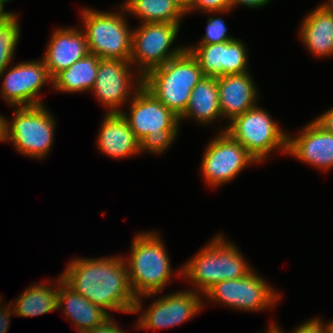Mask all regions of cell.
Segmentation results:
<instances>
[{
  "mask_svg": "<svg viewBox=\"0 0 333 333\" xmlns=\"http://www.w3.org/2000/svg\"><path fill=\"white\" fill-rule=\"evenodd\" d=\"M186 46L197 59L204 76L214 78L224 76L225 43Z\"/></svg>",
  "mask_w": 333,
  "mask_h": 333,
  "instance_id": "cell-25",
  "label": "cell"
},
{
  "mask_svg": "<svg viewBox=\"0 0 333 333\" xmlns=\"http://www.w3.org/2000/svg\"><path fill=\"white\" fill-rule=\"evenodd\" d=\"M323 321L324 320L318 316H316V318L313 317L307 321L305 320L302 324H298L293 331L288 333H330L327 321ZM269 325L273 326L279 333H285L283 328L278 326L276 322L274 323V321H271Z\"/></svg>",
  "mask_w": 333,
  "mask_h": 333,
  "instance_id": "cell-29",
  "label": "cell"
},
{
  "mask_svg": "<svg viewBox=\"0 0 333 333\" xmlns=\"http://www.w3.org/2000/svg\"><path fill=\"white\" fill-rule=\"evenodd\" d=\"M57 277L56 283L52 285L50 280H43V284L38 282L27 286V289L22 291L16 300L9 302L15 315L27 318L57 311L59 282L62 280V276Z\"/></svg>",
  "mask_w": 333,
  "mask_h": 333,
  "instance_id": "cell-22",
  "label": "cell"
},
{
  "mask_svg": "<svg viewBox=\"0 0 333 333\" xmlns=\"http://www.w3.org/2000/svg\"><path fill=\"white\" fill-rule=\"evenodd\" d=\"M114 255L73 257L60 275L75 292L108 313L133 314L137 297L130 286L126 262L124 256Z\"/></svg>",
  "mask_w": 333,
  "mask_h": 333,
  "instance_id": "cell-1",
  "label": "cell"
},
{
  "mask_svg": "<svg viewBox=\"0 0 333 333\" xmlns=\"http://www.w3.org/2000/svg\"><path fill=\"white\" fill-rule=\"evenodd\" d=\"M257 104L254 108L235 117L217 132L226 131L240 143L258 163L265 164L272 153H287L288 133L272 118L270 113Z\"/></svg>",
  "mask_w": 333,
  "mask_h": 333,
  "instance_id": "cell-8",
  "label": "cell"
},
{
  "mask_svg": "<svg viewBox=\"0 0 333 333\" xmlns=\"http://www.w3.org/2000/svg\"><path fill=\"white\" fill-rule=\"evenodd\" d=\"M252 77L249 71L217 78L220 112L227 124L258 104L259 87Z\"/></svg>",
  "mask_w": 333,
  "mask_h": 333,
  "instance_id": "cell-17",
  "label": "cell"
},
{
  "mask_svg": "<svg viewBox=\"0 0 333 333\" xmlns=\"http://www.w3.org/2000/svg\"><path fill=\"white\" fill-rule=\"evenodd\" d=\"M204 77L197 59L186 49L143 76V86L163 105L180 117L186 110L193 88Z\"/></svg>",
  "mask_w": 333,
  "mask_h": 333,
  "instance_id": "cell-5",
  "label": "cell"
},
{
  "mask_svg": "<svg viewBox=\"0 0 333 333\" xmlns=\"http://www.w3.org/2000/svg\"><path fill=\"white\" fill-rule=\"evenodd\" d=\"M246 43L241 38L225 42L224 75L249 72V55Z\"/></svg>",
  "mask_w": 333,
  "mask_h": 333,
  "instance_id": "cell-27",
  "label": "cell"
},
{
  "mask_svg": "<svg viewBox=\"0 0 333 333\" xmlns=\"http://www.w3.org/2000/svg\"><path fill=\"white\" fill-rule=\"evenodd\" d=\"M143 86V77L129 60L100 59L91 93L106 114L121 113L123 106Z\"/></svg>",
  "mask_w": 333,
  "mask_h": 333,
  "instance_id": "cell-13",
  "label": "cell"
},
{
  "mask_svg": "<svg viewBox=\"0 0 333 333\" xmlns=\"http://www.w3.org/2000/svg\"><path fill=\"white\" fill-rule=\"evenodd\" d=\"M19 16H0V73L14 61L20 33H22Z\"/></svg>",
  "mask_w": 333,
  "mask_h": 333,
  "instance_id": "cell-26",
  "label": "cell"
},
{
  "mask_svg": "<svg viewBox=\"0 0 333 333\" xmlns=\"http://www.w3.org/2000/svg\"><path fill=\"white\" fill-rule=\"evenodd\" d=\"M47 105L14 107L12 119L4 117V141L16 152L43 160L54 143L57 121Z\"/></svg>",
  "mask_w": 333,
  "mask_h": 333,
  "instance_id": "cell-7",
  "label": "cell"
},
{
  "mask_svg": "<svg viewBox=\"0 0 333 333\" xmlns=\"http://www.w3.org/2000/svg\"><path fill=\"white\" fill-rule=\"evenodd\" d=\"M218 96L217 78L204 76L191 92L189 104L179 117L180 125L187 120L205 127L220 120L224 121Z\"/></svg>",
  "mask_w": 333,
  "mask_h": 333,
  "instance_id": "cell-21",
  "label": "cell"
},
{
  "mask_svg": "<svg viewBox=\"0 0 333 333\" xmlns=\"http://www.w3.org/2000/svg\"><path fill=\"white\" fill-rule=\"evenodd\" d=\"M14 0H0V16H4V15H19L18 13L16 14V12L14 11H5V4L8 2H11Z\"/></svg>",
  "mask_w": 333,
  "mask_h": 333,
  "instance_id": "cell-35",
  "label": "cell"
},
{
  "mask_svg": "<svg viewBox=\"0 0 333 333\" xmlns=\"http://www.w3.org/2000/svg\"><path fill=\"white\" fill-rule=\"evenodd\" d=\"M185 13L188 11L192 0H173Z\"/></svg>",
  "mask_w": 333,
  "mask_h": 333,
  "instance_id": "cell-36",
  "label": "cell"
},
{
  "mask_svg": "<svg viewBox=\"0 0 333 333\" xmlns=\"http://www.w3.org/2000/svg\"><path fill=\"white\" fill-rule=\"evenodd\" d=\"M313 120L327 132L333 133V106Z\"/></svg>",
  "mask_w": 333,
  "mask_h": 333,
  "instance_id": "cell-33",
  "label": "cell"
},
{
  "mask_svg": "<svg viewBox=\"0 0 333 333\" xmlns=\"http://www.w3.org/2000/svg\"><path fill=\"white\" fill-rule=\"evenodd\" d=\"M45 49L41 57L52 78L89 53L85 33L78 26L55 28Z\"/></svg>",
  "mask_w": 333,
  "mask_h": 333,
  "instance_id": "cell-16",
  "label": "cell"
},
{
  "mask_svg": "<svg viewBox=\"0 0 333 333\" xmlns=\"http://www.w3.org/2000/svg\"><path fill=\"white\" fill-rule=\"evenodd\" d=\"M258 273L252 269L242 278L215 283L203 295L204 305L210 302L252 313L273 310L281 300L282 293Z\"/></svg>",
  "mask_w": 333,
  "mask_h": 333,
  "instance_id": "cell-9",
  "label": "cell"
},
{
  "mask_svg": "<svg viewBox=\"0 0 333 333\" xmlns=\"http://www.w3.org/2000/svg\"><path fill=\"white\" fill-rule=\"evenodd\" d=\"M180 25L156 22L133 27L129 61L142 77L187 49L183 44L172 46L180 34Z\"/></svg>",
  "mask_w": 333,
  "mask_h": 333,
  "instance_id": "cell-10",
  "label": "cell"
},
{
  "mask_svg": "<svg viewBox=\"0 0 333 333\" xmlns=\"http://www.w3.org/2000/svg\"><path fill=\"white\" fill-rule=\"evenodd\" d=\"M320 6H322L327 11L333 13V0H327L325 2L323 1V3H320Z\"/></svg>",
  "mask_w": 333,
  "mask_h": 333,
  "instance_id": "cell-37",
  "label": "cell"
},
{
  "mask_svg": "<svg viewBox=\"0 0 333 333\" xmlns=\"http://www.w3.org/2000/svg\"><path fill=\"white\" fill-rule=\"evenodd\" d=\"M299 130L296 136L288 132L286 155L316 170H333V133L321 128L314 120Z\"/></svg>",
  "mask_w": 333,
  "mask_h": 333,
  "instance_id": "cell-15",
  "label": "cell"
},
{
  "mask_svg": "<svg viewBox=\"0 0 333 333\" xmlns=\"http://www.w3.org/2000/svg\"><path fill=\"white\" fill-rule=\"evenodd\" d=\"M119 326L121 325H118L114 317H112L105 324L84 333H129Z\"/></svg>",
  "mask_w": 333,
  "mask_h": 333,
  "instance_id": "cell-32",
  "label": "cell"
},
{
  "mask_svg": "<svg viewBox=\"0 0 333 333\" xmlns=\"http://www.w3.org/2000/svg\"><path fill=\"white\" fill-rule=\"evenodd\" d=\"M204 149L201 175L209 188L228 184L257 160L226 131L215 133Z\"/></svg>",
  "mask_w": 333,
  "mask_h": 333,
  "instance_id": "cell-12",
  "label": "cell"
},
{
  "mask_svg": "<svg viewBox=\"0 0 333 333\" xmlns=\"http://www.w3.org/2000/svg\"><path fill=\"white\" fill-rule=\"evenodd\" d=\"M298 37L316 58L333 56V13L318 5L300 22Z\"/></svg>",
  "mask_w": 333,
  "mask_h": 333,
  "instance_id": "cell-20",
  "label": "cell"
},
{
  "mask_svg": "<svg viewBox=\"0 0 333 333\" xmlns=\"http://www.w3.org/2000/svg\"><path fill=\"white\" fill-rule=\"evenodd\" d=\"M232 9L220 11V12H207L209 15L206 21V30L205 34L202 35L201 39L193 45H210L217 43H225L231 40L236 39L234 36H230L228 33L227 25L225 24V20L221 17H218L219 14H228ZM214 14V16H213ZM218 14V15H217ZM217 15V16H216Z\"/></svg>",
  "mask_w": 333,
  "mask_h": 333,
  "instance_id": "cell-28",
  "label": "cell"
},
{
  "mask_svg": "<svg viewBox=\"0 0 333 333\" xmlns=\"http://www.w3.org/2000/svg\"><path fill=\"white\" fill-rule=\"evenodd\" d=\"M330 333H333V319L327 321Z\"/></svg>",
  "mask_w": 333,
  "mask_h": 333,
  "instance_id": "cell-39",
  "label": "cell"
},
{
  "mask_svg": "<svg viewBox=\"0 0 333 333\" xmlns=\"http://www.w3.org/2000/svg\"><path fill=\"white\" fill-rule=\"evenodd\" d=\"M97 135L96 148L113 159L141 155L140 142L121 113L104 115Z\"/></svg>",
  "mask_w": 333,
  "mask_h": 333,
  "instance_id": "cell-18",
  "label": "cell"
},
{
  "mask_svg": "<svg viewBox=\"0 0 333 333\" xmlns=\"http://www.w3.org/2000/svg\"><path fill=\"white\" fill-rule=\"evenodd\" d=\"M267 328V333H279L273 326L268 325Z\"/></svg>",
  "mask_w": 333,
  "mask_h": 333,
  "instance_id": "cell-40",
  "label": "cell"
},
{
  "mask_svg": "<svg viewBox=\"0 0 333 333\" xmlns=\"http://www.w3.org/2000/svg\"><path fill=\"white\" fill-rule=\"evenodd\" d=\"M57 310H61L78 333H84L105 324L112 314L96 306L75 292L63 280L59 282Z\"/></svg>",
  "mask_w": 333,
  "mask_h": 333,
  "instance_id": "cell-19",
  "label": "cell"
},
{
  "mask_svg": "<svg viewBox=\"0 0 333 333\" xmlns=\"http://www.w3.org/2000/svg\"><path fill=\"white\" fill-rule=\"evenodd\" d=\"M203 295L191 288L179 289L165 295H159L143 308V298H137L133 314L139 313L135 329H169L190 321L204 309Z\"/></svg>",
  "mask_w": 333,
  "mask_h": 333,
  "instance_id": "cell-11",
  "label": "cell"
},
{
  "mask_svg": "<svg viewBox=\"0 0 333 333\" xmlns=\"http://www.w3.org/2000/svg\"><path fill=\"white\" fill-rule=\"evenodd\" d=\"M228 9H232L230 0H192L185 15L194 13L195 11V13L201 12L207 14L206 12H220Z\"/></svg>",
  "mask_w": 333,
  "mask_h": 333,
  "instance_id": "cell-30",
  "label": "cell"
},
{
  "mask_svg": "<svg viewBox=\"0 0 333 333\" xmlns=\"http://www.w3.org/2000/svg\"><path fill=\"white\" fill-rule=\"evenodd\" d=\"M116 11H100L89 7L80 10L89 53L100 59L130 60L132 31L122 4ZM127 18V19H126Z\"/></svg>",
  "mask_w": 333,
  "mask_h": 333,
  "instance_id": "cell-6",
  "label": "cell"
},
{
  "mask_svg": "<svg viewBox=\"0 0 333 333\" xmlns=\"http://www.w3.org/2000/svg\"><path fill=\"white\" fill-rule=\"evenodd\" d=\"M13 307L10 303L0 305V333H7L10 327L11 316L14 315Z\"/></svg>",
  "mask_w": 333,
  "mask_h": 333,
  "instance_id": "cell-31",
  "label": "cell"
},
{
  "mask_svg": "<svg viewBox=\"0 0 333 333\" xmlns=\"http://www.w3.org/2000/svg\"><path fill=\"white\" fill-rule=\"evenodd\" d=\"M225 237L216 233L181 265L182 279L192 284L191 290L204 295L215 283L242 278L253 269L238 246Z\"/></svg>",
  "mask_w": 333,
  "mask_h": 333,
  "instance_id": "cell-3",
  "label": "cell"
},
{
  "mask_svg": "<svg viewBox=\"0 0 333 333\" xmlns=\"http://www.w3.org/2000/svg\"><path fill=\"white\" fill-rule=\"evenodd\" d=\"M100 58L88 53L52 78V88L59 93H87L96 81Z\"/></svg>",
  "mask_w": 333,
  "mask_h": 333,
  "instance_id": "cell-23",
  "label": "cell"
},
{
  "mask_svg": "<svg viewBox=\"0 0 333 333\" xmlns=\"http://www.w3.org/2000/svg\"><path fill=\"white\" fill-rule=\"evenodd\" d=\"M161 236L157 230L137 232L130 243L129 257H124L130 286L137 298H156L172 283L174 274L182 278V266L175 270L177 273L174 271Z\"/></svg>",
  "mask_w": 333,
  "mask_h": 333,
  "instance_id": "cell-2",
  "label": "cell"
},
{
  "mask_svg": "<svg viewBox=\"0 0 333 333\" xmlns=\"http://www.w3.org/2000/svg\"><path fill=\"white\" fill-rule=\"evenodd\" d=\"M127 15L138 17L139 23L182 24L185 12L173 0H123Z\"/></svg>",
  "mask_w": 333,
  "mask_h": 333,
  "instance_id": "cell-24",
  "label": "cell"
},
{
  "mask_svg": "<svg viewBox=\"0 0 333 333\" xmlns=\"http://www.w3.org/2000/svg\"><path fill=\"white\" fill-rule=\"evenodd\" d=\"M4 117L2 114H0V141H4Z\"/></svg>",
  "mask_w": 333,
  "mask_h": 333,
  "instance_id": "cell-38",
  "label": "cell"
},
{
  "mask_svg": "<svg viewBox=\"0 0 333 333\" xmlns=\"http://www.w3.org/2000/svg\"><path fill=\"white\" fill-rule=\"evenodd\" d=\"M1 79V98L13 108L44 105L41 89L48 83L52 86V77L42 58L12 62L0 73Z\"/></svg>",
  "mask_w": 333,
  "mask_h": 333,
  "instance_id": "cell-14",
  "label": "cell"
},
{
  "mask_svg": "<svg viewBox=\"0 0 333 333\" xmlns=\"http://www.w3.org/2000/svg\"><path fill=\"white\" fill-rule=\"evenodd\" d=\"M129 103V104H128ZM126 105V119L140 142L141 154L160 155L170 149L180 133L179 117L142 86Z\"/></svg>",
  "mask_w": 333,
  "mask_h": 333,
  "instance_id": "cell-4",
  "label": "cell"
},
{
  "mask_svg": "<svg viewBox=\"0 0 333 333\" xmlns=\"http://www.w3.org/2000/svg\"><path fill=\"white\" fill-rule=\"evenodd\" d=\"M232 10L237 6H243L245 8L259 9L266 7L271 3V0H230Z\"/></svg>",
  "mask_w": 333,
  "mask_h": 333,
  "instance_id": "cell-34",
  "label": "cell"
},
{
  "mask_svg": "<svg viewBox=\"0 0 333 333\" xmlns=\"http://www.w3.org/2000/svg\"><path fill=\"white\" fill-rule=\"evenodd\" d=\"M3 300V297H2V295L0 294V305L3 303V302H5V301H2Z\"/></svg>",
  "mask_w": 333,
  "mask_h": 333,
  "instance_id": "cell-41",
  "label": "cell"
}]
</instances>
